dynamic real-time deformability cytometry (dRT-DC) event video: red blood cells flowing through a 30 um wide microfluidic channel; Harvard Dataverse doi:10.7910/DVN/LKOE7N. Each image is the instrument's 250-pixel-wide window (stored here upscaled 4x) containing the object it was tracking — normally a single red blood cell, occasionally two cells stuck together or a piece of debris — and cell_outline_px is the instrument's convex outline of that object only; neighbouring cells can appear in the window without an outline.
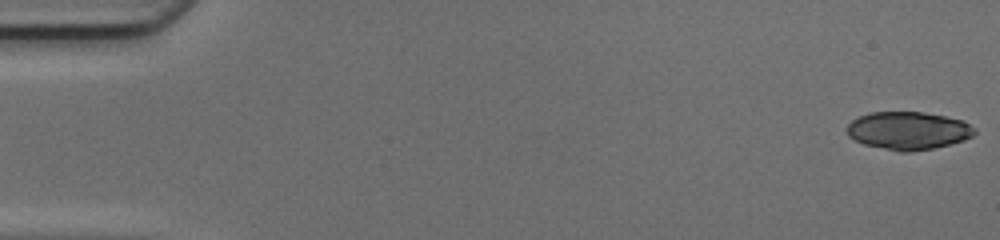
{"species": "common noctule bat (a hibernating species)", "species_latin": "Nyctalus noctula", "temperature_condition": "cold", "stored_images_in_passage": 49, "camera_frame_rate_fps": 3000, "um_per_image_px": 0.085, "animal": {"sex": "female", "body_mass_g": 17.0, "forearm_length_mm": 48.0}, "frame": {"image": 1, "passage_image": 1, "time_ms": 0.0, "image_size_px": [1000, 240], "cell_outline_px": [[976, 132], [972, 136], [964, 140], [932, 148], [908, 152], [900, 152], [864, 144], [848, 136], [848, 124], [852, 120], [868, 112], [924, 112], [964, 120], [976, 128]], "centroid_in_image_um": [77.22, 11.09], "position_along_channel_um": 7.8, "area_um2": 28.09}}
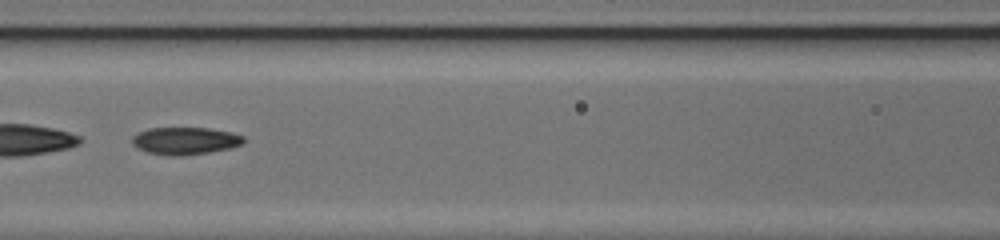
{"frame": {"image": 2, "passage_image": 23, "time_ms": 7.333, "image_size_px": [1000, 240], "cell_outline_px": [[244, 144], [228, 148], [208, 152], [180, 156], [172, 156], [148, 152], [136, 148], [132, 144], [132, 136], [136, 132], [148, 128], [208, 128], [232, 132], [244, 136]], "centroid_in_image_um": [15.71, 11.96], "position_along_channel_um": 150.9, "area_um2": 17.86}}
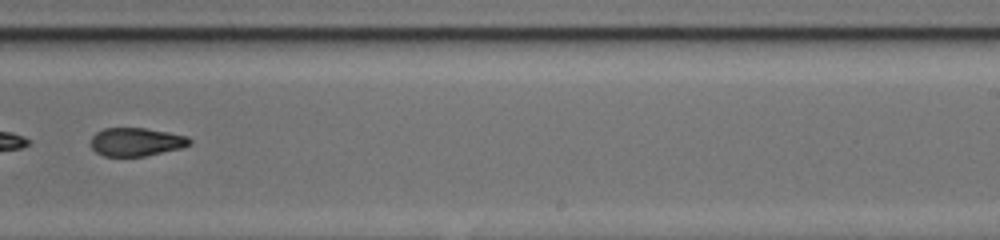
{"frame": {"image": 3, "passage_image": 32, "time_ms": 10.333, "image_size_px": [1000, 240], "cell_outline_px": [[192, 144], [184, 148], [144, 156], [104, 156], [96, 152], [92, 148], [92, 136], [96, 132], [104, 128], [144, 128], [168, 132], [188, 136], [192, 140]], "centroid_in_image_um": [11.63, 12.06], "position_along_channel_um": 277.4, "area_um2": 16.42}, "authors_computed_cell_mechanics": {"area_um2": 28.611, "velocity_mm_per_s": 4.2401, "shape_relaxation_time_tau1_ms": 10.974, "shape_relaxation_time_tau2_ms": 1.9797, "deformation_change_tau1": 0.2609, "deformation_change_tau2": 0.0872}}